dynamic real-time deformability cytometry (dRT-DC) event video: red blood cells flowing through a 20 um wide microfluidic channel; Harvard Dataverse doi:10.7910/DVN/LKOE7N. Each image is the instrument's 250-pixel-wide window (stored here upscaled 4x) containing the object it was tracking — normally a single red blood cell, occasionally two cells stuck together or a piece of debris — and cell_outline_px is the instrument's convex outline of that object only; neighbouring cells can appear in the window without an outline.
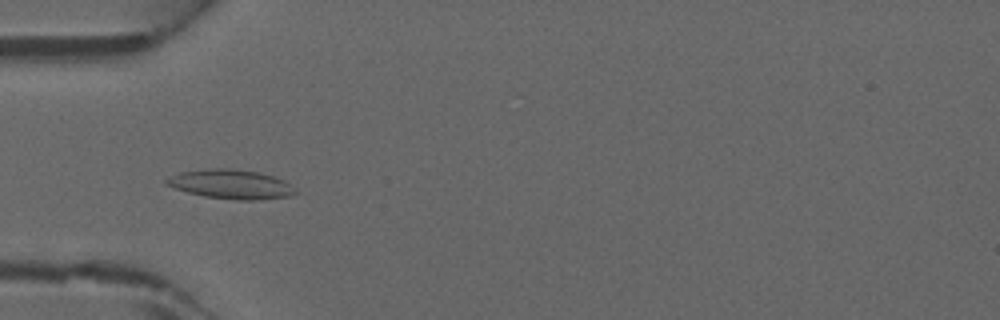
{"species": "common noctule bat (a hibernating species)", "species_latin": "Nyctalus noctula", "temperature_condition": "warm", "stored_images_in_passage": 36, "camera_frame_rate_fps": 3000, "um_per_image_px": 0.085, "animal": {"sex": "male", "forearm_length_mm": 52.5}, "frame": {"image": 1, "passage_image": 5, "time_ms": 1.333, "image_size_px": [1000, 320], "cell_outline_px": [[300, 192], [288, 196], [260, 200], [236, 200], [204, 196], [188, 192], [164, 184], [164, 180], [180, 172], [208, 168], [232, 168], [256, 172], [272, 176], [284, 180]], "centroid_in_image_um": [19.64, 15.66], "position_along_channel_um": 65.4, "area_um2": 21.96}}
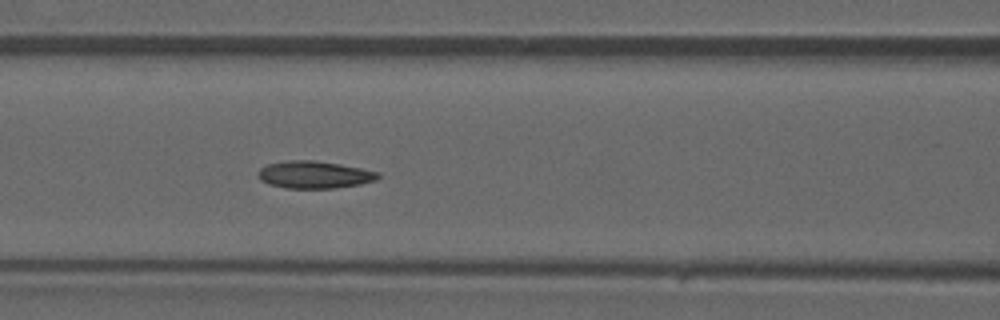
{"frame": {"image": 2, "passage_image": 10, "time_ms": 3.0, "image_size_px": [1000, 320], "cell_outline_px": [[380, 176], [376, 180], [360, 184], [336, 188], [284, 188], [268, 184], [260, 180], [256, 172], [260, 168], [268, 164], [288, 160], [316, 160], [340, 164], [380, 172]], "centroid_in_image_um": [26.7, 14.85], "position_along_channel_um": 139.9, "area_um2": 19.25}}
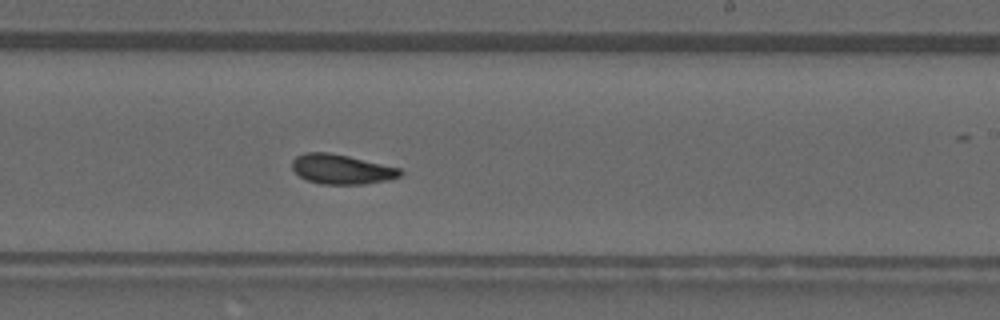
{"frame": {"image": 3, "passage_image": 18, "time_ms": 5.667, "image_size_px": [1000, 320], "cell_outline_px": [[404, 172], [400, 176], [388, 180], [364, 184], [320, 184], [308, 180], [300, 176], [292, 168], [292, 160], [296, 156], [304, 152], [328, 152], [348, 156], [400, 168]], "centroid_in_image_um": [29.03, 14.38], "position_along_channel_um": 260.0, "area_um2": 18.67}}